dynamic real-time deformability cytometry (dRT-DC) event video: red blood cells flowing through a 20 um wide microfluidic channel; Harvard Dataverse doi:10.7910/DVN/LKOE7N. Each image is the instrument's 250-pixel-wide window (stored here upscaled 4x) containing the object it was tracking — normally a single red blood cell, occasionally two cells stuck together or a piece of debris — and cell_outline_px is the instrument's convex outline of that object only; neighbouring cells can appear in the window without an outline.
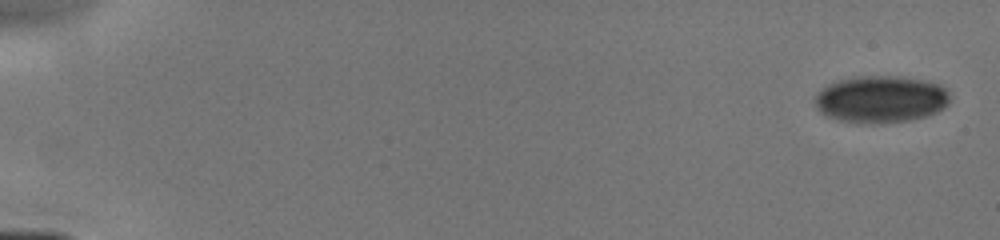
{"species": "human", "species_latin": "Homo sapiens", "temperature_condition": "cold", "stored_images_in_passage": 7, "camera_frame_rate_fps": 3000, "um_per_image_px": 0.085, "donor": {"sex": "male"}, "frame": {"image": 1, "passage_image": 1, "time_ms": 0.0, "image_size_px": [1000, 240], "cell_outline_px": [[948, 104], [944, 108], [928, 116], [908, 120], [872, 124], [856, 124], [840, 120], [828, 116], [820, 112], [816, 108], [812, 96], [816, 92], [828, 84], [840, 80], [856, 76], [900, 76], [928, 80], [940, 84], [948, 92]], "centroid_in_image_um": [74.83, 8.43], "position_along_channel_um": 10.2, "area_um2": 37.57}}
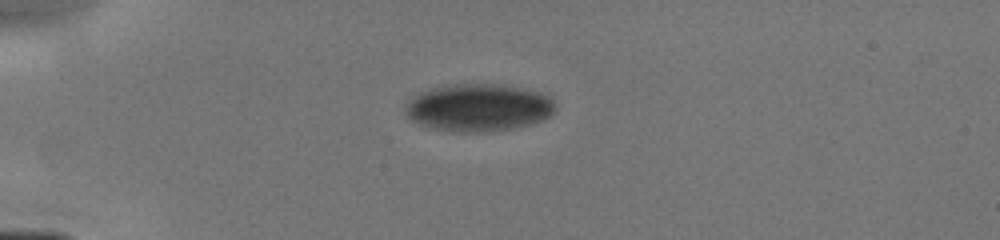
{"frame": {"image": 2, "passage_image": 5, "time_ms": 4.0, "image_size_px": [1000, 240], "cell_outline_px": [[556, 108], [544, 120], [512, 128], [484, 132], [452, 132], [428, 128], [412, 120], [404, 112], [404, 104], [412, 96], [420, 92], [432, 88], [448, 84], [492, 84], [540, 92], [552, 96], [556, 104]], "centroid_in_image_um": [40.63, 9.15], "position_along_channel_um": 44.4, "area_um2": 41.73}}